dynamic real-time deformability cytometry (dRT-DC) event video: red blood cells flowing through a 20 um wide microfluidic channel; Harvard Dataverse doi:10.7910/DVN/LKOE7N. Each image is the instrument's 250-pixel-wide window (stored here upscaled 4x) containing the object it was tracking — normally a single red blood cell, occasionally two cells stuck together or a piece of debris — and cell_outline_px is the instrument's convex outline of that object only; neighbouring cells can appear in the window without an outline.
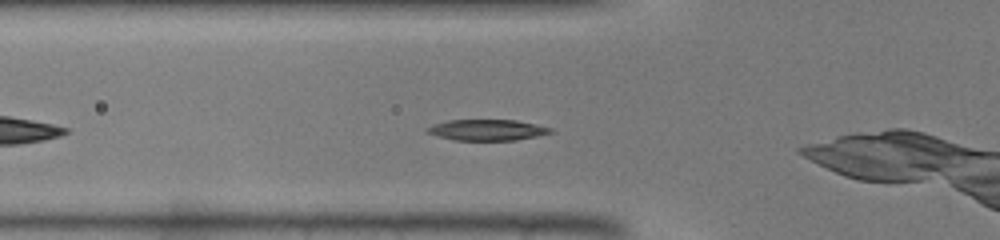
{"species": "common noctule bat (a hibernating species)", "species_latin": "Nyctalus noctula", "temperature_condition": "warm", "stored_images_in_passage": 25, "camera_frame_rate_fps": 3000, "um_per_image_px": 0.085, "animal": {"sex": "male", "body_mass_g": 19.0, "forearm_length_mm": 50.8}, "frame": {"image": 1, "passage_image": 3, "time_ms": 0.667, "image_size_px": [1000, 240], "cell_outline_px": [[552, 132], [536, 136], [516, 140], [456, 140], [424, 132], [432, 124], [448, 120], [516, 120], [536, 124], [552, 128]], "centroid_in_image_um": [41.4, 11.04], "position_along_channel_um": 84.4, "area_um2": 14.91}}
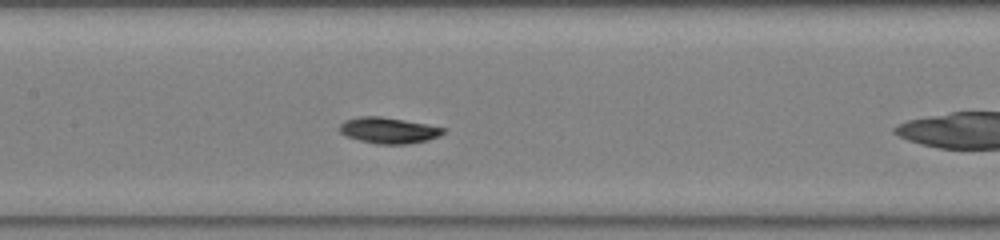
{"frame": {"image": 2, "passage_image": 9, "time_ms": 2.667, "image_size_px": [1000, 240], "cell_outline_px": [[448, 128], [440, 136], [428, 140], [408, 144], [376, 144], [360, 140], [348, 136], [340, 132], [340, 124], [344, 120], [360, 116], [380, 116], [404, 120]], "centroid_in_image_um": [33.06, 11.08], "position_along_channel_um": 174.3, "area_um2": 15.72}}
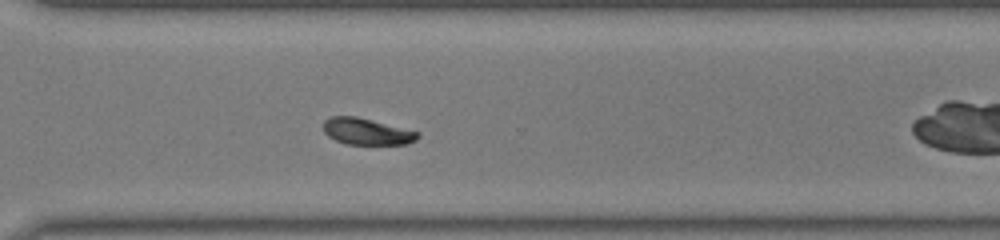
{"frame": {"image": 3, "passage_image": 20, "time_ms": 6.333, "image_size_px": [1000, 240], "cell_outline_px": [[420, 136], [416, 140], [408, 144], [344, 144], [328, 136], [324, 132], [324, 120], [332, 116], [356, 116], [420, 132]], "centroid_in_image_um": [31.18, 11.18], "position_along_channel_um": 339.4, "area_um2": 14.57}}